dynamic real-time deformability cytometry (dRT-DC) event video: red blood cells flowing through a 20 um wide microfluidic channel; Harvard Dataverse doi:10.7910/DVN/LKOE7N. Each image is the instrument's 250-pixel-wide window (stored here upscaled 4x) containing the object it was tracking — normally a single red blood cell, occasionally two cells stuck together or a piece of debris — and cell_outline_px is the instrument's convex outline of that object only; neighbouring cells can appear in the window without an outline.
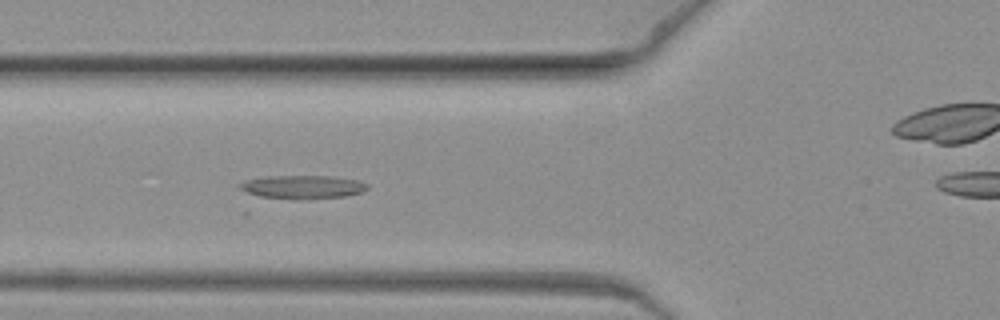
{"species": "common noctule bat (a hibernating species)", "species_latin": "Nyctalus noctula", "temperature_condition": "warm", "stored_images_in_passage": 7, "camera_frame_rate_fps": 3000, "um_per_image_px": 0.085, "animal": {"sex": "female", "body_mass_g": 19.3, "forearm_length_mm": 54.1}, "frame": {"image": 1, "passage_image": 7, "time_ms": 2.0, "image_size_px": [1000, 320], "cell_outline_px": [[368, 188], [364, 192], [344, 196], [308, 200], [296, 200], [260, 196], [236, 188], [236, 184], [244, 180], [260, 176], [328, 176], [360, 180], [368, 184]], "centroid_in_image_um": [25.69, 15.9], "position_along_channel_um": 100.1, "area_um2": 17.92}}